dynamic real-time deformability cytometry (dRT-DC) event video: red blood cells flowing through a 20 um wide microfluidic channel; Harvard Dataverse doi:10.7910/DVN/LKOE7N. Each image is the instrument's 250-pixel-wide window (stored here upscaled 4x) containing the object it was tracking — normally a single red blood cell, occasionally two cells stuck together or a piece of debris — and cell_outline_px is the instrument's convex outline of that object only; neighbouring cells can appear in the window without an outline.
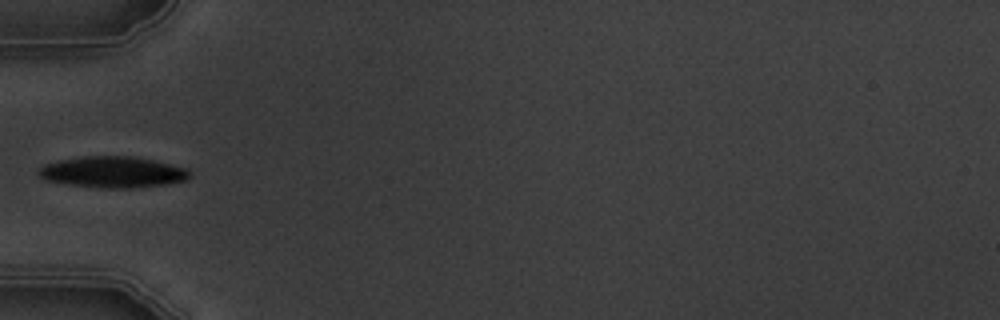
{"species": "common noctule bat (a hibernating species)", "species_latin": "Nyctalus noctula", "temperature_condition": "warm", "stored_images_in_passage": 1, "camera_frame_rate_fps": 3000, "um_per_image_px": 0.085, "animal": {"sex": "male", "body_mass_g": 19.5, "forearm_length_mm": 54.6}, "frame": {"image": 1, "passage_image": 1, "time_ms": 0.0, "image_size_px": [1000, 320], "cell_outline_px": [[192, 176], [188, 180], [164, 184], [132, 188], [108, 188], [68, 184], [44, 180], [36, 172], [44, 164], [60, 160], [84, 156], [132, 156], [152, 160], [188, 168], [192, 172]], "centroid_in_image_um": [9.61, 14.62], "position_along_channel_um": 75.4, "area_um2": 27.46}}